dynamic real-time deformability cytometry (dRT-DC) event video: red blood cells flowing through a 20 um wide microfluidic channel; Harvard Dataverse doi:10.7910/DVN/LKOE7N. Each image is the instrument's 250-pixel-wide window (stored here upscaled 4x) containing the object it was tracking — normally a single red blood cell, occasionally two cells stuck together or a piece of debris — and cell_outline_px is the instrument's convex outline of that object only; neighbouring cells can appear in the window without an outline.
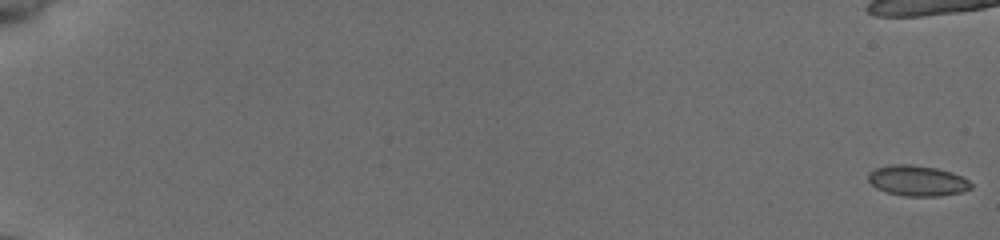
{"species": "common noctule bat (a hibernating species)", "species_latin": "Nyctalus noctula", "temperature_condition": "cold", "stored_images_in_passage": 51, "camera_frame_rate_fps": 3000, "um_per_image_px": 0.085, "animal": {"sex": "female", "body_mass_g": 19.5, "forearm_length_mm": 54.1}, "frame": {"image": 1, "passage_image": 1, "time_ms": 0.0, "image_size_px": [1000, 240], "cell_outline_px": [[972, 188], [960, 192], [940, 196], [904, 196], [888, 192], [876, 188], [868, 180], [868, 172], [876, 168], [892, 164], [908, 164], [936, 168], [952, 172], [968, 180], [972, 184]], "centroid_in_image_um": [77.96, 15.36], "position_along_channel_um": 7.0, "area_um2": 18.21}}
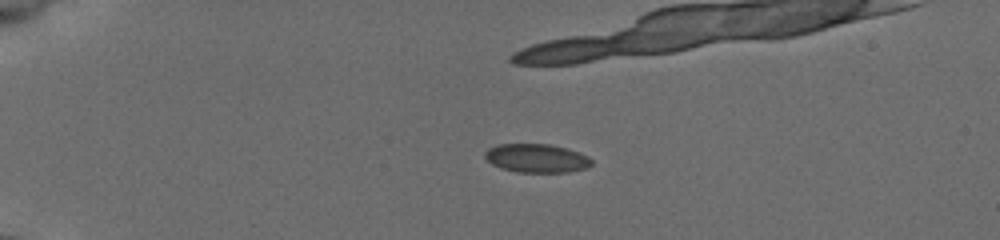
{"frame": {"image": 2, "passage_image": 15, "time_ms": 4.667, "image_size_px": [1000, 240], "cell_outline_px": [[592, 164], [584, 168], [568, 172], [516, 172], [500, 168], [492, 164], [484, 156], [484, 152], [488, 148], [496, 144], [548, 144], [568, 148], [580, 152], [588, 156], [592, 160]], "centroid_in_image_um": [45.59, 13.44], "position_along_channel_um": 39.4, "area_um2": 17.92}}